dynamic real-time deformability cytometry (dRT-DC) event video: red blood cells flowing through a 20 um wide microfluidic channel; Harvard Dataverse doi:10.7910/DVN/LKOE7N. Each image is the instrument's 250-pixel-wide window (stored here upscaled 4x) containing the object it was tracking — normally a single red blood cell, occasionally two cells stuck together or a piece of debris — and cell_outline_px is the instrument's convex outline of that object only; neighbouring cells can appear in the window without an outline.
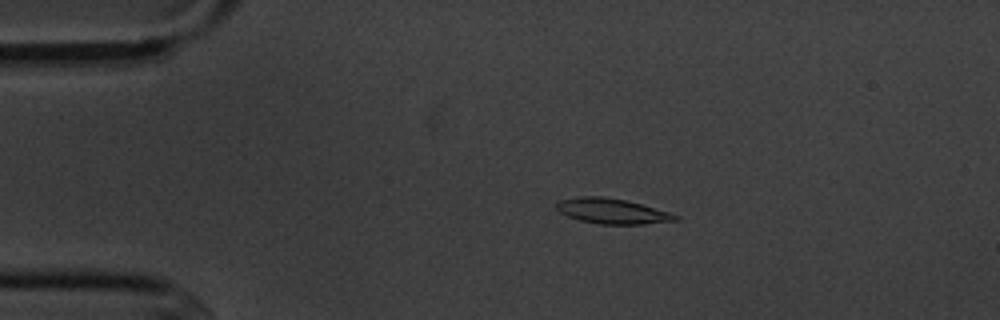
{"species": "common noctule bat (a hibernating species)", "species_latin": "Nyctalus noctula", "temperature_condition": "cold", "stored_images_in_passage": 8, "camera_frame_rate_fps": 3000, "um_per_image_px": 0.085, "animal": {"sex": "male", "body_mass_g": 20.1, "forearm_length_mm": 53.5}, "frame": {"image": 1, "passage_image": 3, "time_ms": 3.333, "image_size_px": [1000, 320], "cell_outline_px": [[680, 220], [644, 224], [600, 224], [580, 220], [568, 216], [560, 212], [556, 208], [556, 200], [580, 196], [604, 196], [624, 200], [640, 204], [668, 212], [680, 216]], "centroid_in_image_um": [52.0, 17.94], "position_along_channel_um": 33.0, "area_um2": 17.46}}
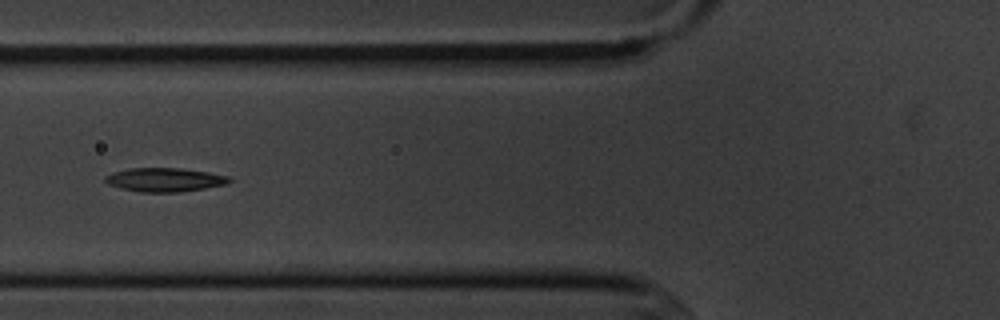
{"frame": {"image": 2, "passage_image": 6, "time_ms": 6.667, "image_size_px": [1000, 320], "cell_outline_px": [[232, 180], [224, 184], [204, 188], [180, 192], [140, 192], [120, 188], [108, 184], [104, 180], [104, 176], [112, 172], [128, 168], [180, 168], [208, 172], [228, 176]], "centroid_in_image_um": [13.94, 15.27], "position_along_channel_um": 111.9, "area_um2": 17.17}}
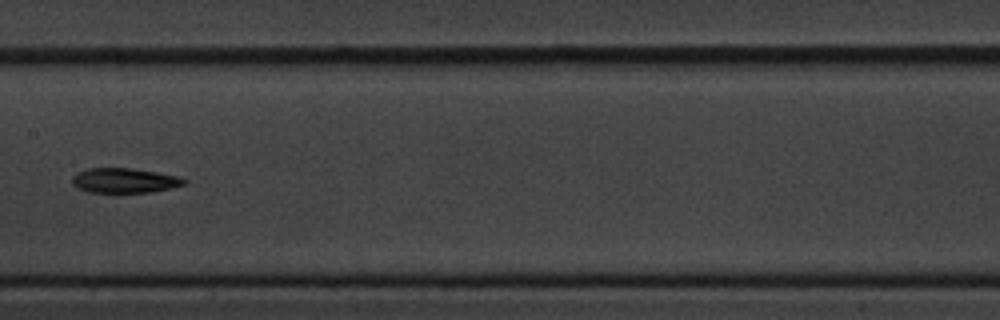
{"frame": {"image": 3, "passage_image": 8, "time_ms": 9.0, "image_size_px": [1000, 320], "cell_outline_px": [[188, 184], [172, 188], [152, 192], [116, 196], [88, 192], [76, 188], [72, 184], [72, 176], [76, 172], [88, 168], [132, 168], [180, 176], [188, 180]], "centroid_in_image_um": [10.57, 15.4], "position_along_channel_um": 196.8, "area_um2": 17.4}}